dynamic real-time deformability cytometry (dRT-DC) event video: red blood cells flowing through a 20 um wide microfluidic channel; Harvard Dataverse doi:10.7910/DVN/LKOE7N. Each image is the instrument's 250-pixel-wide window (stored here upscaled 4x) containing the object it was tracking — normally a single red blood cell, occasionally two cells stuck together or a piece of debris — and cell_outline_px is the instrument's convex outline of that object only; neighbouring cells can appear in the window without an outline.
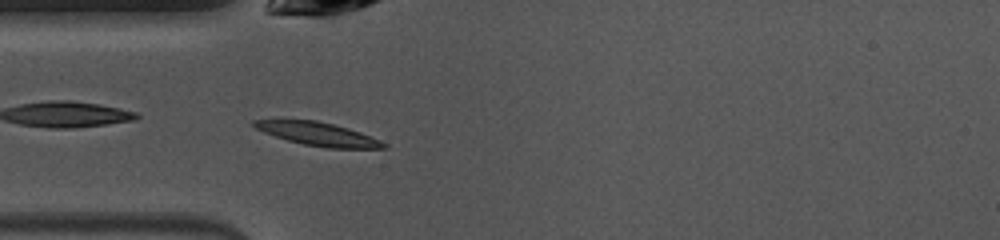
{"species": "common noctule bat (a hibernating species)", "species_latin": "Nyctalus noctula", "temperature_condition": "warm", "stored_images_in_passage": 44, "camera_frame_rate_fps": 3000, "um_per_image_px": 0.085, "animal": {"sex": "female", "body_mass_g": 10.0, "forearm_length_mm": 53.1}, "frame": {"image": 1, "passage_image": 8, "time_ms": 2.333, "image_size_px": [1000, 240], "cell_outline_px": [[388, 148], [328, 148], [304, 144], [288, 140], [264, 132], [256, 128], [252, 124], [252, 120], [316, 120], [348, 128], [360, 132], [380, 140], [388, 144]], "centroid_in_image_um": [27.07, 11.39], "position_along_channel_um": 57.9, "area_um2": 17.34}}
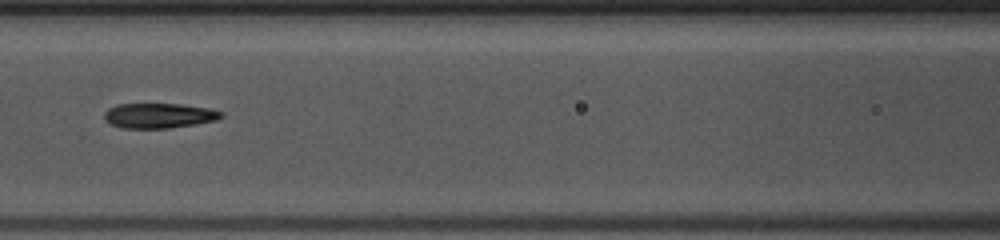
{"frame": {"image": 2, "passage_image": 15, "time_ms": 4.667, "image_size_px": [1000, 240], "cell_outline_px": [[224, 116], [216, 120], [196, 124], [168, 128], [120, 128], [108, 124], [104, 120], [104, 112], [108, 108], [116, 104], [180, 104], [208, 108], [224, 112]], "centroid_in_image_um": [13.47, 9.83], "position_along_channel_um": 153.1, "area_um2": 17.22}}
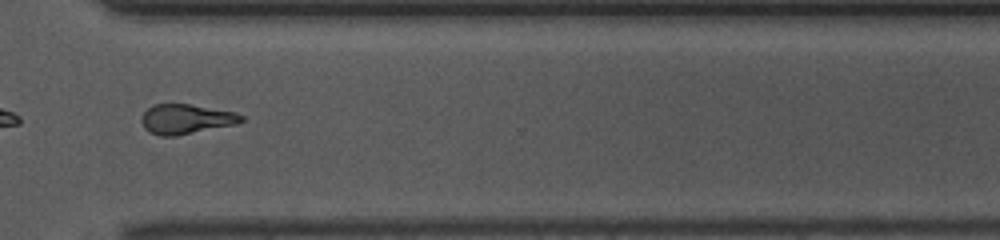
{"frame": {"image": 3, "passage_image": 30, "time_ms": 9.667, "image_size_px": [1000, 240], "cell_outline_px": [[244, 120], [236, 124], [176, 136], [160, 136], [148, 132], [144, 128], [140, 120], [144, 112], [148, 108], [156, 104], [192, 104], [236, 112], [244, 116]], "centroid_in_image_um": [15.81, 10.12], "position_along_channel_um": 354.8, "area_um2": 17.46}, "authors_computed_cell_mechanics": {"area_um2": 17.3978, "velocity_mm_per_s": 4.0468, "shape_relaxation_time_tau1_ms": 3.768, "shape_relaxation_time_tau2_ms": 3.4203, "deformation_change_tau1": 0.1757, "deformation_change_tau2": 0.1185}}